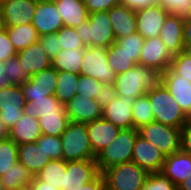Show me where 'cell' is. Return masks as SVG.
<instances>
[{
    "mask_svg": "<svg viewBox=\"0 0 191 190\" xmlns=\"http://www.w3.org/2000/svg\"><path fill=\"white\" fill-rule=\"evenodd\" d=\"M67 162L63 159L50 160L48 164L36 175V177L54 188L61 189L64 186V174H66Z\"/></svg>",
    "mask_w": 191,
    "mask_h": 190,
    "instance_id": "33",
    "label": "cell"
},
{
    "mask_svg": "<svg viewBox=\"0 0 191 190\" xmlns=\"http://www.w3.org/2000/svg\"><path fill=\"white\" fill-rule=\"evenodd\" d=\"M26 99L21 86L0 88V119L10 130L23 115Z\"/></svg>",
    "mask_w": 191,
    "mask_h": 190,
    "instance_id": "9",
    "label": "cell"
},
{
    "mask_svg": "<svg viewBox=\"0 0 191 190\" xmlns=\"http://www.w3.org/2000/svg\"><path fill=\"white\" fill-rule=\"evenodd\" d=\"M32 25L39 36L57 33L64 26L53 0H38Z\"/></svg>",
    "mask_w": 191,
    "mask_h": 190,
    "instance_id": "14",
    "label": "cell"
},
{
    "mask_svg": "<svg viewBox=\"0 0 191 190\" xmlns=\"http://www.w3.org/2000/svg\"><path fill=\"white\" fill-rule=\"evenodd\" d=\"M170 69L177 75L191 82V57L184 52L174 55Z\"/></svg>",
    "mask_w": 191,
    "mask_h": 190,
    "instance_id": "44",
    "label": "cell"
},
{
    "mask_svg": "<svg viewBox=\"0 0 191 190\" xmlns=\"http://www.w3.org/2000/svg\"><path fill=\"white\" fill-rule=\"evenodd\" d=\"M168 14L159 4L135 11L137 32L144 39L159 36Z\"/></svg>",
    "mask_w": 191,
    "mask_h": 190,
    "instance_id": "17",
    "label": "cell"
},
{
    "mask_svg": "<svg viewBox=\"0 0 191 190\" xmlns=\"http://www.w3.org/2000/svg\"><path fill=\"white\" fill-rule=\"evenodd\" d=\"M75 30L86 47L108 48L116 41L107 11L89 14L88 19Z\"/></svg>",
    "mask_w": 191,
    "mask_h": 190,
    "instance_id": "5",
    "label": "cell"
},
{
    "mask_svg": "<svg viewBox=\"0 0 191 190\" xmlns=\"http://www.w3.org/2000/svg\"><path fill=\"white\" fill-rule=\"evenodd\" d=\"M133 128L138 130L142 126L154 121L152 105L146 94L137 97L132 104Z\"/></svg>",
    "mask_w": 191,
    "mask_h": 190,
    "instance_id": "36",
    "label": "cell"
},
{
    "mask_svg": "<svg viewBox=\"0 0 191 190\" xmlns=\"http://www.w3.org/2000/svg\"><path fill=\"white\" fill-rule=\"evenodd\" d=\"M43 135L58 136L66 130L70 120L67 114L49 113L38 119Z\"/></svg>",
    "mask_w": 191,
    "mask_h": 190,
    "instance_id": "35",
    "label": "cell"
},
{
    "mask_svg": "<svg viewBox=\"0 0 191 190\" xmlns=\"http://www.w3.org/2000/svg\"><path fill=\"white\" fill-rule=\"evenodd\" d=\"M105 186V179L102 173H99L92 181L83 185L77 190H102Z\"/></svg>",
    "mask_w": 191,
    "mask_h": 190,
    "instance_id": "52",
    "label": "cell"
},
{
    "mask_svg": "<svg viewBox=\"0 0 191 190\" xmlns=\"http://www.w3.org/2000/svg\"><path fill=\"white\" fill-rule=\"evenodd\" d=\"M2 3H3V0H0V9H1Z\"/></svg>",
    "mask_w": 191,
    "mask_h": 190,
    "instance_id": "62",
    "label": "cell"
},
{
    "mask_svg": "<svg viewBox=\"0 0 191 190\" xmlns=\"http://www.w3.org/2000/svg\"><path fill=\"white\" fill-rule=\"evenodd\" d=\"M80 74L93 77L101 83H113L117 75L108 64L107 48L86 47Z\"/></svg>",
    "mask_w": 191,
    "mask_h": 190,
    "instance_id": "8",
    "label": "cell"
},
{
    "mask_svg": "<svg viewBox=\"0 0 191 190\" xmlns=\"http://www.w3.org/2000/svg\"><path fill=\"white\" fill-rule=\"evenodd\" d=\"M16 56L23 71H26L29 76L51 67L52 61L46 55L39 41L17 52Z\"/></svg>",
    "mask_w": 191,
    "mask_h": 190,
    "instance_id": "22",
    "label": "cell"
},
{
    "mask_svg": "<svg viewBox=\"0 0 191 190\" xmlns=\"http://www.w3.org/2000/svg\"><path fill=\"white\" fill-rule=\"evenodd\" d=\"M183 25L184 17L168 14L160 31L159 37L173 55L183 52Z\"/></svg>",
    "mask_w": 191,
    "mask_h": 190,
    "instance_id": "21",
    "label": "cell"
},
{
    "mask_svg": "<svg viewBox=\"0 0 191 190\" xmlns=\"http://www.w3.org/2000/svg\"><path fill=\"white\" fill-rule=\"evenodd\" d=\"M30 188L32 190H61L48 185L47 182L40 181L36 176L34 177Z\"/></svg>",
    "mask_w": 191,
    "mask_h": 190,
    "instance_id": "53",
    "label": "cell"
},
{
    "mask_svg": "<svg viewBox=\"0 0 191 190\" xmlns=\"http://www.w3.org/2000/svg\"><path fill=\"white\" fill-rule=\"evenodd\" d=\"M58 39L62 49L76 50L78 48H86L81 37L76 32L75 28L63 26L58 32Z\"/></svg>",
    "mask_w": 191,
    "mask_h": 190,
    "instance_id": "41",
    "label": "cell"
},
{
    "mask_svg": "<svg viewBox=\"0 0 191 190\" xmlns=\"http://www.w3.org/2000/svg\"><path fill=\"white\" fill-rule=\"evenodd\" d=\"M9 138V129L0 119V140L8 139Z\"/></svg>",
    "mask_w": 191,
    "mask_h": 190,
    "instance_id": "56",
    "label": "cell"
},
{
    "mask_svg": "<svg viewBox=\"0 0 191 190\" xmlns=\"http://www.w3.org/2000/svg\"><path fill=\"white\" fill-rule=\"evenodd\" d=\"M161 83L175 99L184 114L191 117V82L168 68L161 75Z\"/></svg>",
    "mask_w": 191,
    "mask_h": 190,
    "instance_id": "16",
    "label": "cell"
},
{
    "mask_svg": "<svg viewBox=\"0 0 191 190\" xmlns=\"http://www.w3.org/2000/svg\"><path fill=\"white\" fill-rule=\"evenodd\" d=\"M5 28L8 37L17 52L26 49L39 39V35L32 23Z\"/></svg>",
    "mask_w": 191,
    "mask_h": 190,
    "instance_id": "31",
    "label": "cell"
},
{
    "mask_svg": "<svg viewBox=\"0 0 191 190\" xmlns=\"http://www.w3.org/2000/svg\"><path fill=\"white\" fill-rule=\"evenodd\" d=\"M79 81V74L73 72H58L57 85L54 96L65 105L75 97L77 85Z\"/></svg>",
    "mask_w": 191,
    "mask_h": 190,
    "instance_id": "32",
    "label": "cell"
},
{
    "mask_svg": "<svg viewBox=\"0 0 191 190\" xmlns=\"http://www.w3.org/2000/svg\"><path fill=\"white\" fill-rule=\"evenodd\" d=\"M177 190H191V176L187 177L185 181L178 185Z\"/></svg>",
    "mask_w": 191,
    "mask_h": 190,
    "instance_id": "57",
    "label": "cell"
},
{
    "mask_svg": "<svg viewBox=\"0 0 191 190\" xmlns=\"http://www.w3.org/2000/svg\"><path fill=\"white\" fill-rule=\"evenodd\" d=\"M107 12L116 40L137 32V23L134 10L118 4L113 6Z\"/></svg>",
    "mask_w": 191,
    "mask_h": 190,
    "instance_id": "24",
    "label": "cell"
},
{
    "mask_svg": "<svg viewBox=\"0 0 191 190\" xmlns=\"http://www.w3.org/2000/svg\"><path fill=\"white\" fill-rule=\"evenodd\" d=\"M158 4L169 14L185 17L191 7V0H158Z\"/></svg>",
    "mask_w": 191,
    "mask_h": 190,
    "instance_id": "45",
    "label": "cell"
},
{
    "mask_svg": "<svg viewBox=\"0 0 191 190\" xmlns=\"http://www.w3.org/2000/svg\"><path fill=\"white\" fill-rule=\"evenodd\" d=\"M57 77L58 72L52 66L30 76V80L21 85L26 102L54 95Z\"/></svg>",
    "mask_w": 191,
    "mask_h": 190,
    "instance_id": "11",
    "label": "cell"
},
{
    "mask_svg": "<svg viewBox=\"0 0 191 190\" xmlns=\"http://www.w3.org/2000/svg\"><path fill=\"white\" fill-rule=\"evenodd\" d=\"M60 138L64 161L96 160L90 146L86 124L70 121Z\"/></svg>",
    "mask_w": 191,
    "mask_h": 190,
    "instance_id": "4",
    "label": "cell"
},
{
    "mask_svg": "<svg viewBox=\"0 0 191 190\" xmlns=\"http://www.w3.org/2000/svg\"><path fill=\"white\" fill-rule=\"evenodd\" d=\"M34 177L35 176L18 161L0 177V180L2 187L25 190L30 188Z\"/></svg>",
    "mask_w": 191,
    "mask_h": 190,
    "instance_id": "28",
    "label": "cell"
},
{
    "mask_svg": "<svg viewBox=\"0 0 191 190\" xmlns=\"http://www.w3.org/2000/svg\"><path fill=\"white\" fill-rule=\"evenodd\" d=\"M138 134L158 147L165 157L180 150L181 128L153 121L138 129Z\"/></svg>",
    "mask_w": 191,
    "mask_h": 190,
    "instance_id": "7",
    "label": "cell"
},
{
    "mask_svg": "<svg viewBox=\"0 0 191 190\" xmlns=\"http://www.w3.org/2000/svg\"><path fill=\"white\" fill-rule=\"evenodd\" d=\"M140 190H177V187L162 173H149Z\"/></svg>",
    "mask_w": 191,
    "mask_h": 190,
    "instance_id": "43",
    "label": "cell"
},
{
    "mask_svg": "<svg viewBox=\"0 0 191 190\" xmlns=\"http://www.w3.org/2000/svg\"><path fill=\"white\" fill-rule=\"evenodd\" d=\"M1 190H16V189L2 187Z\"/></svg>",
    "mask_w": 191,
    "mask_h": 190,
    "instance_id": "60",
    "label": "cell"
},
{
    "mask_svg": "<svg viewBox=\"0 0 191 190\" xmlns=\"http://www.w3.org/2000/svg\"><path fill=\"white\" fill-rule=\"evenodd\" d=\"M161 172L177 187L191 176V155L179 150L166 156Z\"/></svg>",
    "mask_w": 191,
    "mask_h": 190,
    "instance_id": "23",
    "label": "cell"
},
{
    "mask_svg": "<svg viewBox=\"0 0 191 190\" xmlns=\"http://www.w3.org/2000/svg\"><path fill=\"white\" fill-rule=\"evenodd\" d=\"M4 72V62H0V88L10 85V82L5 76Z\"/></svg>",
    "mask_w": 191,
    "mask_h": 190,
    "instance_id": "55",
    "label": "cell"
},
{
    "mask_svg": "<svg viewBox=\"0 0 191 190\" xmlns=\"http://www.w3.org/2000/svg\"><path fill=\"white\" fill-rule=\"evenodd\" d=\"M102 174L109 190H140L149 175L133 161L112 166Z\"/></svg>",
    "mask_w": 191,
    "mask_h": 190,
    "instance_id": "6",
    "label": "cell"
},
{
    "mask_svg": "<svg viewBox=\"0 0 191 190\" xmlns=\"http://www.w3.org/2000/svg\"><path fill=\"white\" fill-rule=\"evenodd\" d=\"M66 114L72 122L88 124L102 117V109L95 99L76 95L66 105Z\"/></svg>",
    "mask_w": 191,
    "mask_h": 190,
    "instance_id": "18",
    "label": "cell"
},
{
    "mask_svg": "<svg viewBox=\"0 0 191 190\" xmlns=\"http://www.w3.org/2000/svg\"><path fill=\"white\" fill-rule=\"evenodd\" d=\"M4 74L10 82V85L21 86L30 80V76L23 71L17 56L9 58L4 62Z\"/></svg>",
    "mask_w": 191,
    "mask_h": 190,
    "instance_id": "38",
    "label": "cell"
},
{
    "mask_svg": "<svg viewBox=\"0 0 191 190\" xmlns=\"http://www.w3.org/2000/svg\"><path fill=\"white\" fill-rule=\"evenodd\" d=\"M146 95L152 105L154 121L182 128L189 120L162 83L147 92Z\"/></svg>",
    "mask_w": 191,
    "mask_h": 190,
    "instance_id": "2",
    "label": "cell"
},
{
    "mask_svg": "<svg viewBox=\"0 0 191 190\" xmlns=\"http://www.w3.org/2000/svg\"><path fill=\"white\" fill-rule=\"evenodd\" d=\"M180 150L191 155V121L188 120L181 128Z\"/></svg>",
    "mask_w": 191,
    "mask_h": 190,
    "instance_id": "50",
    "label": "cell"
},
{
    "mask_svg": "<svg viewBox=\"0 0 191 190\" xmlns=\"http://www.w3.org/2000/svg\"><path fill=\"white\" fill-rule=\"evenodd\" d=\"M174 55L166 48L159 36L144 39L140 64L153 67L164 73L171 66Z\"/></svg>",
    "mask_w": 191,
    "mask_h": 190,
    "instance_id": "13",
    "label": "cell"
},
{
    "mask_svg": "<svg viewBox=\"0 0 191 190\" xmlns=\"http://www.w3.org/2000/svg\"><path fill=\"white\" fill-rule=\"evenodd\" d=\"M86 125L90 146L95 155L111 144L121 130L103 117Z\"/></svg>",
    "mask_w": 191,
    "mask_h": 190,
    "instance_id": "19",
    "label": "cell"
},
{
    "mask_svg": "<svg viewBox=\"0 0 191 190\" xmlns=\"http://www.w3.org/2000/svg\"><path fill=\"white\" fill-rule=\"evenodd\" d=\"M119 4L138 11L158 4V0H119Z\"/></svg>",
    "mask_w": 191,
    "mask_h": 190,
    "instance_id": "51",
    "label": "cell"
},
{
    "mask_svg": "<svg viewBox=\"0 0 191 190\" xmlns=\"http://www.w3.org/2000/svg\"><path fill=\"white\" fill-rule=\"evenodd\" d=\"M38 0H3L0 20L4 27L32 23Z\"/></svg>",
    "mask_w": 191,
    "mask_h": 190,
    "instance_id": "10",
    "label": "cell"
},
{
    "mask_svg": "<svg viewBox=\"0 0 191 190\" xmlns=\"http://www.w3.org/2000/svg\"><path fill=\"white\" fill-rule=\"evenodd\" d=\"M85 48L61 49L52 60L51 66L57 71L73 72L80 75Z\"/></svg>",
    "mask_w": 191,
    "mask_h": 190,
    "instance_id": "30",
    "label": "cell"
},
{
    "mask_svg": "<svg viewBox=\"0 0 191 190\" xmlns=\"http://www.w3.org/2000/svg\"><path fill=\"white\" fill-rule=\"evenodd\" d=\"M116 98L117 93L114 83H103L102 90L97 93L95 100L99 103L100 108L104 110Z\"/></svg>",
    "mask_w": 191,
    "mask_h": 190,
    "instance_id": "48",
    "label": "cell"
},
{
    "mask_svg": "<svg viewBox=\"0 0 191 190\" xmlns=\"http://www.w3.org/2000/svg\"><path fill=\"white\" fill-rule=\"evenodd\" d=\"M99 173L95 160L67 162L64 186L61 190H77L82 188L83 185L92 181Z\"/></svg>",
    "mask_w": 191,
    "mask_h": 190,
    "instance_id": "15",
    "label": "cell"
},
{
    "mask_svg": "<svg viewBox=\"0 0 191 190\" xmlns=\"http://www.w3.org/2000/svg\"><path fill=\"white\" fill-rule=\"evenodd\" d=\"M108 64L115 71L116 75L127 72L137 64L134 56L128 54L116 42L107 48Z\"/></svg>",
    "mask_w": 191,
    "mask_h": 190,
    "instance_id": "34",
    "label": "cell"
},
{
    "mask_svg": "<svg viewBox=\"0 0 191 190\" xmlns=\"http://www.w3.org/2000/svg\"><path fill=\"white\" fill-rule=\"evenodd\" d=\"M184 20H191V7L189 11L187 12V14L185 15Z\"/></svg>",
    "mask_w": 191,
    "mask_h": 190,
    "instance_id": "59",
    "label": "cell"
},
{
    "mask_svg": "<svg viewBox=\"0 0 191 190\" xmlns=\"http://www.w3.org/2000/svg\"><path fill=\"white\" fill-rule=\"evenodd\" d=\"M128 54L134 56V62L140 64V53L144 44V37L138 32L115 41Z\"/></svg>",
    "mask_w": 191,
    "mask_h": 190,
    "instance_id": "39",
    "label": "cell"
},
{
    "mask_svg": "<svg viewBox=\"0 0 191 190\" xmlns=\"http://www.w3.org/2000/svg\"><path fill=\"white\" fill-rule=\"evenodd\" d=\"M119 4V0H85L84 5L89 14L104 12Z\"/></svg>",
    "mask_w": 191,
    "mask_h": 190,
    "instance_id": "49",
    "label": "cell"
},
{
    "mask_svg": "<svg viewBox=\"0 0 191 190\" xmlns=\"http://www.w3.org/2000/svg\"><path fill=\"white\" fill-rule=\"evenodd\" d=\"M4 27V25L2 24L1 20H0V30Z\"/></svg>",
    "mask_w": 191,
    "mask_h": 190,
    "instance_id": "61",
    "label": "cell"
},
{
    "mask_svg": "<svg viewBox=\"0 0 191 190\" xmlns=\"http://www.w3.org/2000/svg\"><path fill=\"white\" fill-rule=\"evenodd\" d=\"M38 41L41 43L42 48L46 52V55L52 61L54 57L59 53L62 49V45L59 43L58 34H48L39 36Z\"/></svg>",
    "mask_w": 191,
    "mask_h": 190,
    "instance_id": "46",
    "label": "cell"
},
{
    "mask_svg": "<svg viewBox=\"0 0 191 190\" xmlns=\"http://www.w3.org/2000/svg\"><path fill=\"white\" fill-rule=\"evenodd\" d=\"M36 142L51 160L63 159V146L60 137L42 134Z\"/></svg>",
    "mask_w": 191,
    "mask_h": 190,
    "instance_id": "40",
    "label": "cell"
},
{
    "mask_svg": "<svg viewBox=\"0 0 191 190\" xmlns=\"http://www.w3.org/2000/svg\"><path fill=\"white\" fill-rule=\"evenodd\" d=\"M16 55L17 51L8 37L6 28L3 27L0 30V62H5Z\"/></svg>",
    "mask_w": 191,
    "mask_h": 190,
    "instance_id": "47",
    "label": "cell"
},
{
    "mask_svg": "<svg viewBox=\"0 0 191 190\" xmlns=\"http://www.w3.org/2000/svg\"><path fill=\"white\" fill-rule=\"evenodd\" d=\"M138 130L134 128L121 129L114 141L96 155L99 172L132 161V152Z\"/></svg>",
    "mask_w": 191,
    "mask_h": 190,
    "instance_id": "3",
    "label": "cell"
},
{
    "mask_svg": "<svg viewBox=\"0 0 191 190\" xmlns=\"http://www.w3.org/2000/svg\"><path fill=\"white\" fill-rule=\"evenodd\" d=\"M61 15L63 25L72 28L79 27L88 19L89 13L82 0H53Z\"/></svg>",
    "mask_w": 191,
    "mask_h": 190,
    "instance_id": "27",
    "label": "cell"
},
{
    "mask_svg": "<svg viewBox=\"0 0 191 190\" xmlns=\"http://www.w3.org/2000/svg\"><path fill=\"white\" fill-rule=\"evenodd\" d=\"M183 52L191 57V43H184Z\"/></svg>",
    "mask_w": 191,
    "mask_h": 190,
    "instance_id": "58",
    "label": "cell"
},
{
    "mask_svg": "<svg viewBox=\"0 0 191 190\" xmlns=\"http://www.w3.org/2000/svg\"><path fill=\"white\" fill-rule=\"evenodd\" d=\"M133 98L117 96L102 111V117L120 129L133 128L132 104Z\"/></svg>",
    "mask_w": 191,
    "mask_h": 190,
    "instance_id": "20",
    "label": "cell"
},
{
    "mask_svg": "<svg viewBox=\"0 0 191 190\" xmlns=\"http://www.w3.org/2000/svg\"><path fill=\"white\" fill-rule=\"evenodd\" d=\"M37 142L18 145V161L36 176L50 161Z\"/></svg>",
    "mask_w": 191,
    "mask_h": 190,
    "instance_id": "26",
    "label": "cell"
},
{
    "mask_svg": "<svg viewBox=\"0 0 191 190\" xmlns=\"http://www.w3.org/2000/svg\"><path fill=\"white\" fill-rule=\"evenodd\" d=\"M132 161L148 173L161 172L165 155L158 147L137 134L132 152Z\"/></svg>",
    "mask_w": 191,
    "mask_h": 190,
    "instance_id": "12",
    "label": "cell"
},
{
    "mask_svg": "<svg viewBox=\"0 0 191 190\" xmlns=\"http://www.w3.org/2000/svg\"><path fill=\"white\" fill-rule=\"evenodd\" d=\"M161 75L162 73L157 69L141 64L132 67L127 72L117 74L113 82L117 96L136 99L159 85Z\"/></svg>",
    "mask_w": 191,
    "mask_h": 190,
    "instance_id": "1",
    "label": "cell"
},
{
    "mask_svg": "<svg viewBox=\"0 0 191 190\" xmlns=\"http://www.w3.org/2000/svg\"><path fill=\"white\" fill-rule=\"evenodd\" d=\"M23 113L39 119L40 116L49 113L66 114V108L54 95H48L45 99L26 102Z\"/></svg>",
    "mask_w": 191,
    "mask_h": 190,
    "instance_id": "29",
    "label": "cell"
},
{
    "mask_svg": "<svg viewBox=\"0 0 191 190\" xmlns=\"http://www.w3.org/2000/svg\"><path fill=\"white\" fill-rule=\"evenodd\" d=\"M103 83L90 76L79 75L76 94L78 96L96 99L97 93L102 90Z\"/></svg>",
    "mask_w": 191,
    "mask_h": 190,
    "instance_id": "42",
    "label": "cell"
},
{
    "mask_svg": "<svg viewBox=\"0 0 191 190\" xmlns=\"http://www.w3.org/2000/svg\"><path fill=\"white\" fill-rule=\"evenodd\" d=\"M41 135L42 131L38 119L24 113L9 130V138L17 145L36 142Z\"/></svg>",
    "mask_w": 191,
    "mask_h": 190,
    "instance_id": "25",
    "label": "cell"
},
{
    "mask_svg": "<svg viewBox=\"0 0 191 190\" xmlns=\"http://www.w3.org/2000/svg\"><path fill=\"white\" fill-rule=\"evenodd\" d=\"M18 162V145L10 138L0 140V177Z\"/></svg>",
    "mask_w": 191,
    "mask_h": 190,
    "instance_id": "37",
    "label": "cell"
},
{
    "mask_svg": "<svg viewBox=\"0 0 191 190\" xmlns=\"http://www.w3.org/2000/svg\"><path fill=\"white\" fill-rule=\"evenodd\" d=\"M183 39L184 43H191V20H184Z\"/></svg>",
    "mask_w": 191,
    "mask_h": 190,
    "instance_id": "54",
    "label": "cell"
}]
</instances>
